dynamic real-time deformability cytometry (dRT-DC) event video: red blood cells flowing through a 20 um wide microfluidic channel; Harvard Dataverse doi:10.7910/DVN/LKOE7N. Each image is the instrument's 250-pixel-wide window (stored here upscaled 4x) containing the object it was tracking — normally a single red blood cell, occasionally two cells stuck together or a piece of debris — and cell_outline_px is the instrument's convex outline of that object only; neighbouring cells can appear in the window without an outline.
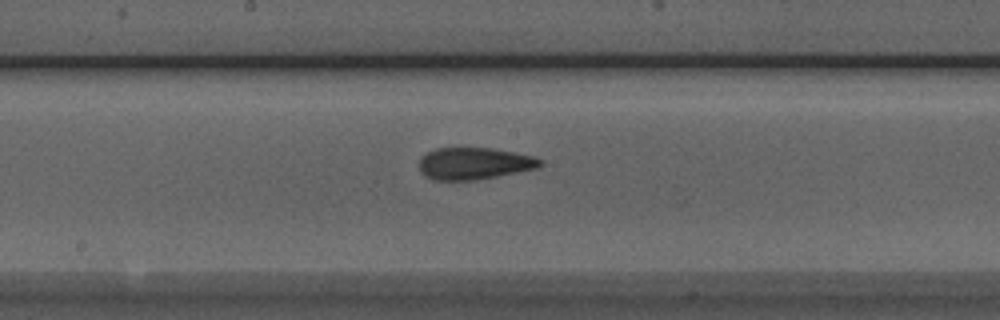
{"species": "Egyptian fruit bat (a non-hibernating species)", "species_latin": "Rousettus aegyptiacus", "temperature_condition": "room temperature", "stored_images_in_passage": 13, "camera_frame_rate_fps": 3000, "um_per_image_px": 0.085, "animal": {"sex": "male"}, "frame": {"image": 1, "passage_image": 11, "time_ms": 3.333, "image_size_px": [1000, 320], "cell_outline_px": [[544, 164], [536, 168], [476, 180], [432, 180], [424, 176], [420, 172], [420, 156], [436, 148], [492, 148], [532, 156], [544, 160]], "centroid_in_image_um": [40.28, 13.9], "position_along_channel_um": 207.9, "area_um2": 22.48}}